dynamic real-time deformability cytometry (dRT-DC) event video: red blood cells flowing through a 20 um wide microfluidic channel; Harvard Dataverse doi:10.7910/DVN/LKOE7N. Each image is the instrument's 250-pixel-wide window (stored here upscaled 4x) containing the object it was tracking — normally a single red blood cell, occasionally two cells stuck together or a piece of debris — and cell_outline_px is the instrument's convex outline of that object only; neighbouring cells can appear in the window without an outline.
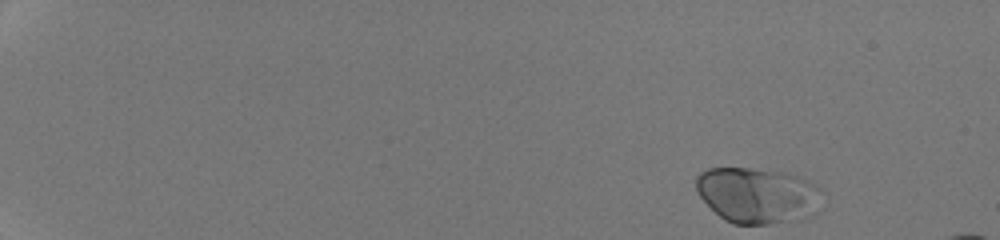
{"species": "human", "species_latin": "Homo sapiens", "temperature_condition": "room temperature", "stored_images_in_passage": 46, "camera_frame_rate_fps": 3000, "um_per_image_px": 0.085, "donor": {"sex": "male"}, "frame": {"image": 1, "passage_image": 1, "time_ms": 0.0, "image_size_px": [1000, 240], "cell_outline_px": [[820, 188], [816, 212], [800, 220], [768, 224], [732, 224], [724, 220], [696, 192], [696, 176], [700, 172], [708, 168], [748, 168], [788, 172], [800, 176], [816, 184]], "centroid_in_image_um": [64.38, 16.59], "position_along_channel_um": 20.6, "area_um2": 41.04}}
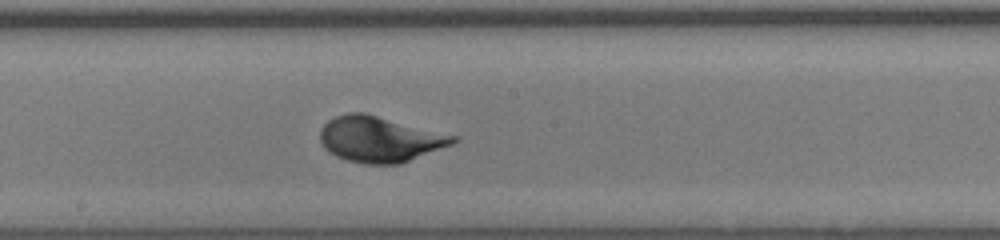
{"frame": {"image": 2, "passage_image": 27, "time_ms": 8.667, "image_size_px": [1000, 240], "cell_outline_px": [[460, 140], [452, 144], [400, 164], [364, 164], [348, 160], [336, 156], [328, 152], [324, 148], [320, 140], [320, 128], [328, 120], [336, 116], [348, 112], [364, 112], [456, 136]], "centroid_in_image_um": [32.24, 11.83], "position_along_channel_um": 216.0, "area_um2": 35.32}}
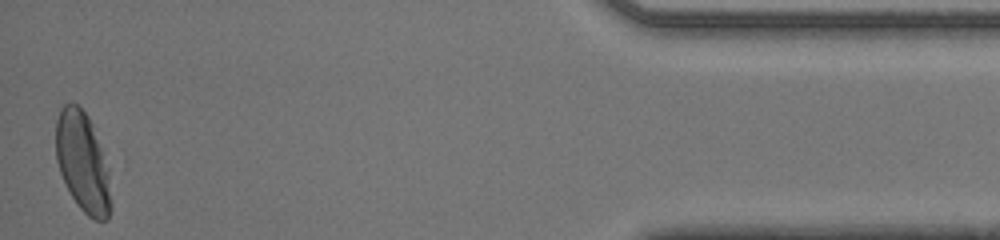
{"frame": {"image": 3, "passage_image": 46, "time_ms": 15.0, "image_size_px": [1000, 240], "cell_outline_px": [[112, 208], [108, 220], [96, 220], [88, 216], [80, 208], [72, 196], [60, 172], [56, 160], [56, 120], [60, 108], [64, 104], [76, 104], [88, 116], [92, 124], [108, 172]], "centroid_in_image_um": [7.02, 13.81], "position_along_channel_um": 428.2, "area_um2": 31.56}}